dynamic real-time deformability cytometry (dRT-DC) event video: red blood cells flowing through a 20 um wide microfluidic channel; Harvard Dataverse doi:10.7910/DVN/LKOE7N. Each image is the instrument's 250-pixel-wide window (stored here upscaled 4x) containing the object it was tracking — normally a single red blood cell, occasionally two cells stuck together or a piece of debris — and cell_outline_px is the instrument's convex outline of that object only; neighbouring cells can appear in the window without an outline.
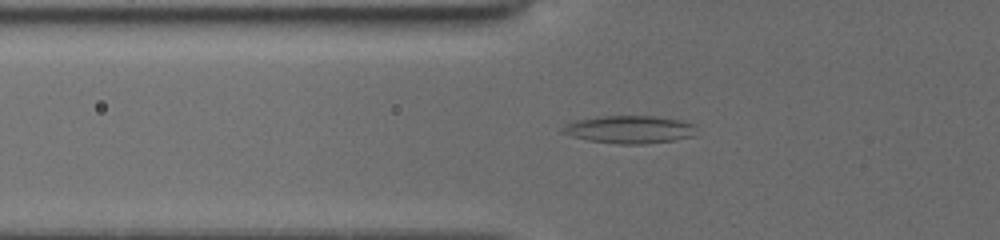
{"species": "common noctule bat (a hibernating species)", "species_latin": "Nyctalus noctula", "temperature_condition": "cold", "stored_images_in_passage": 29, "camera_frame_rate_fps": 3000, "um_per_image_px": 0.085, "animal": {"sex": "female", "body_mass_g": 19.5, "forearm_length_mm": 54.1}, "frame": {"image": 1, "passage_image": 6, "time_ms": 1.333, "image_size_px": [1000, 240], "cell_outline_px": [[692, 136], [676, 140], [644, 144], [620, 144], [588, 140], [572, 136], [560, 132], [560, 128], [568, 124], [580, 120], [604, 116], [652, 116], [676, 120], [692, 124]], "centroid_in_image_um": [53.45, 11.02], "position_along_channel_um": 72.3, "area_um2": 21.04}}
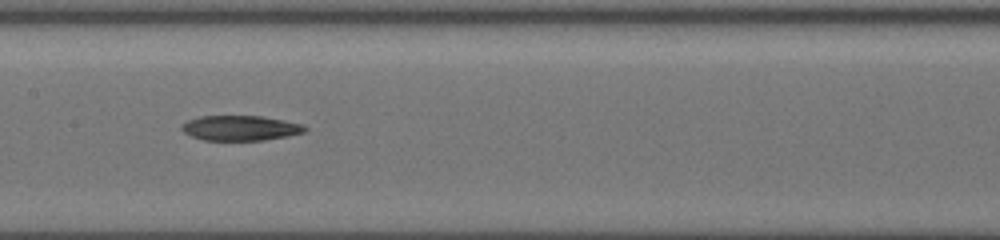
{"frame": {"image": 2, "passage_image": 18, "time_ms": 4.333, "image_size_px": [1000, 240], "cell_outline_px": [[308, 128], [304, 132], [288, 136], [264, 140], [204, 140], [192, 136], [184, 132], [180, 128], [188, 120], [200, 116], [260, 116], [284, 120], [304, 124]], "centroid_in_image_um": [20.47, 10.88], "position_along_channel_um": 186.9, "area_um2": 17.92}}
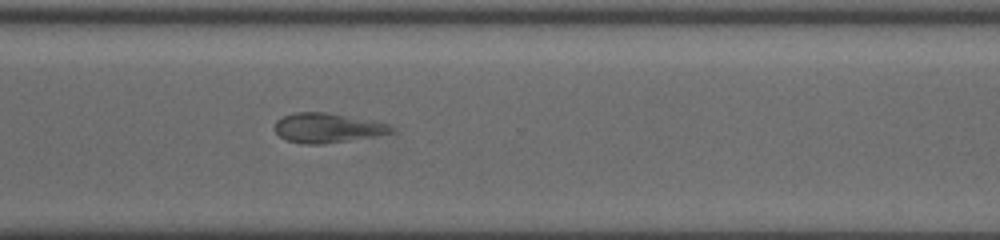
{"frame": {"image": 3, "passage_image": 29, "time_ms": 8.333, "image_size_px": [1000, 240], "cell_outline_px": [[396, 128], [392, 132], [376, 136], [320, 144], [304, 144], [288, 140], [280, 136], [276, 132], [276, 120], [284, 116], [296, 112], [324, 112], [388, 124]], "centroid_in_image_um": [27.81, 10.87], "position_along_channel_um": 342.8, "area_um2": 19.59}}